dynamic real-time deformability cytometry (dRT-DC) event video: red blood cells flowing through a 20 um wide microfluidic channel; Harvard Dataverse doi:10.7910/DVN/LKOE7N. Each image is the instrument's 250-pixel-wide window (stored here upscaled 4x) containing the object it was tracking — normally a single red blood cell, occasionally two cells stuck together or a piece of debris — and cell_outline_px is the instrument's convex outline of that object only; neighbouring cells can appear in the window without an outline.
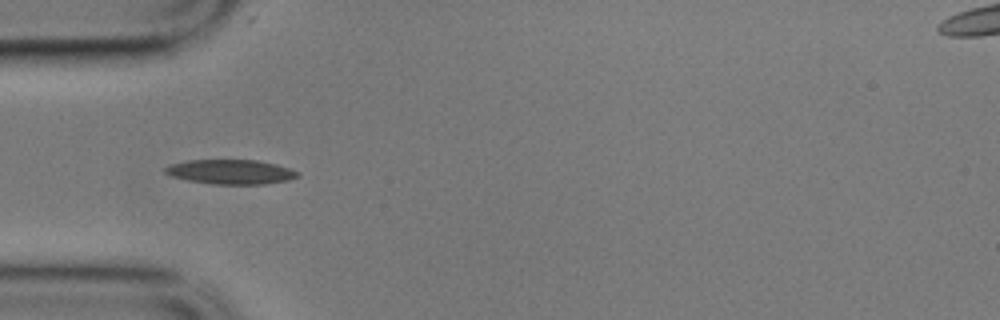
{"species": "common noctule bat (a hibernating species)", "species_latin": "Nyctalus noctula", "temperature_condition": "cold", "stored_images_in_passage": 2, "camera_frame_rate_fps": 3000, "um_per_image_px": 0.085, "animal": {"sex": "male", "body_mass_g": 17.9}, "frame": {"image": 1, "passage_image": 1, "time_ms": 0.0, "image_size_px": [1000, 320], "cell_outline_px": [[300, 176], [288, 180], [264, 184], [212, 184], [188, 180], [172, 176], [164, 172], [164, 168], [168, 164], [188, 160], [256, 160], [276, 164], [300, 172]], "centroid_in_image_um": [19.6, 14.6], "position_along_channel_um": 65.4, "area_um2": 18.96}}
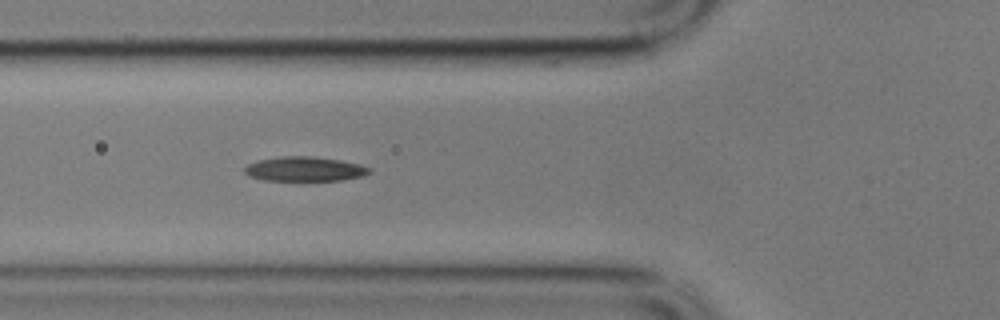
{"frame": {"image": 2, "passage_image": 2, "time_ms": 0.333, "image_size_px": [1000, 320], "cell_outline_px": [[372, 172], [364, 176], [340, 180], [264, 180], [248, 176], [244, 172], [244, 168], [248, 164], [256, 160], [284, 156], [312, 156], [340, 160], [360, 164], [372, 168]], "centroid_in_image_um": [25.91, 14.36], "position_along_channel_um": 99.9, "area_um2": 17.92}}